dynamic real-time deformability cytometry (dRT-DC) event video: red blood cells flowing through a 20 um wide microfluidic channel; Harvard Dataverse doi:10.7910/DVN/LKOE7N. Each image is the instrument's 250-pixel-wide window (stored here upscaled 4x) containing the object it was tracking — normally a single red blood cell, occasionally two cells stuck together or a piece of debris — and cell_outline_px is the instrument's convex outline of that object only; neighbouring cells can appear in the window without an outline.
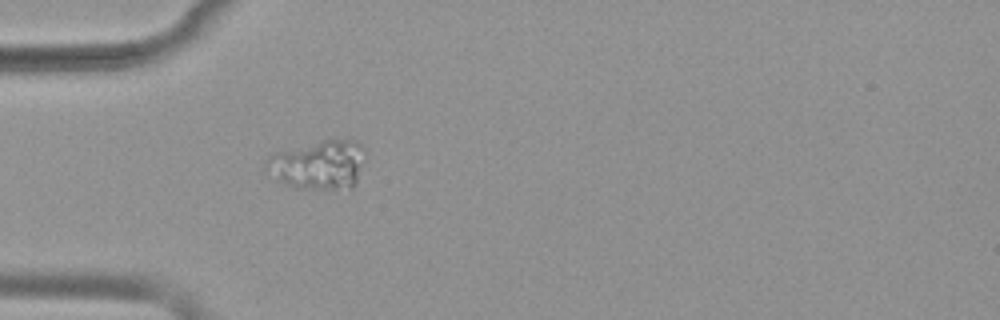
{"species": "common noctule bat (a hibernating species)", "species_latin": "Nyctalus noctula", "temperature_condition": "warm", "stored_images_in_passage": 37, "camera_frame_rate_fps": 3000, "um_per_image_px": 0.085, "animal": {"sex": "female", "body_mass_g": 19.9}, "frame": {"image": 1, "passage_image": 1, "time_ms": 0.0, "image_size_px": [1000, 320], "cell_outline_px": [[360, 164], [356, 184], [352, 188], [296, 188], [280, 180], [264, 168], [268, 156], [272, 152], [324, 140], [356, 140], [360, 144]], "centroid_in_image_um": [26.99, 13.99], "position_along_channel_um": 58.0, "area_um2": 27.4}}
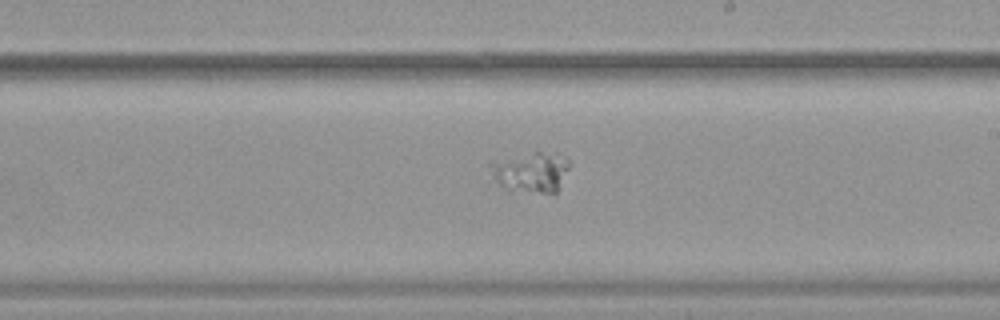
{"frame": {"image": 2, "passage_image": 16, "time_ms": 5.0, "image_size_px": [1000, 320], "cell_outline_px": [[568, 168], [556, 192], [508, 192], [488, 184], [488, 164], [492, 160], [532, 152], [556, 152], [568, 160]], "centroid_in_image_um": [44.91, 14.65], "position_along_channel_um": 244.1, "area_um2": 19.71}}
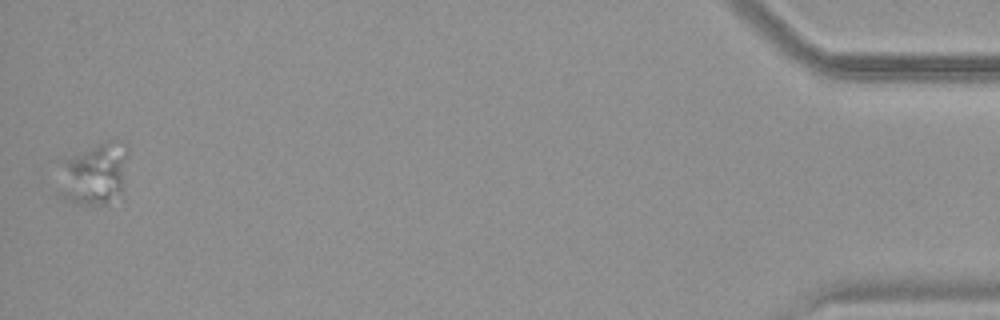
{"frame": {"image": 3, "passage_image": 37, "time_ms": 12.0, "image_size_px": [1000, 320], "cell_outline_px": [[128, 156], [120, 192], [104, 204], [80, 204], [68, 200], [60, 196], [56, 192], [64, 160], [96, 144], [108, 144], [128, 148]], "centroid_in_image_um": [7.94, 14.84], "position_along_channel_um": 427.3, "area_um2": 23.99}}